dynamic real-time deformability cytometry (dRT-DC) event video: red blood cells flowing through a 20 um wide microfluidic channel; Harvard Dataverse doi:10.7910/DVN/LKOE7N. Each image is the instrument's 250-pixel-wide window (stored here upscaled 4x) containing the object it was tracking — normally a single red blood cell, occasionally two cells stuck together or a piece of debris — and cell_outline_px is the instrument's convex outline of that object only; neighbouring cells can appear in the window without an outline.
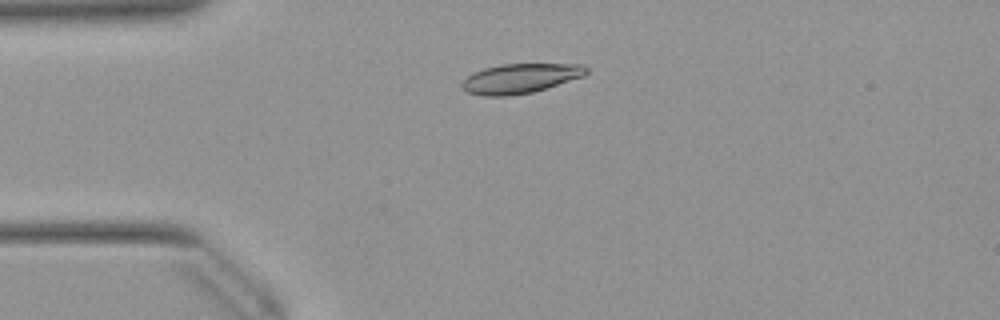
{"species": "Egyptian fruit bat (a non-hibernating species)", "species_latin": "Rousettus aegyptiacus", "temperature_condition": "warm", "stored_images_in_passage": 50, "camera_frame_rate_fps": 3000, "um_per_image_px": 0.085, "animal": {"sex": "female"}, "frame": {"image": 1, "passage_image": 11, "time_ms": 3.333, "image_size_px": [1000, 320], "cell_outline_px": [[588, 72], [584, 76], [532, 92], [508, 96], [484, 96], [468, 92], [460, 88], [460, 84], [472, 72], [484, 68], [500, 64], [584, 64], [588, 68]], "centroid_in_image_um": [44.2, 6.66], "position_along_channel_um": 40.8, "area_um2": 21.5}}
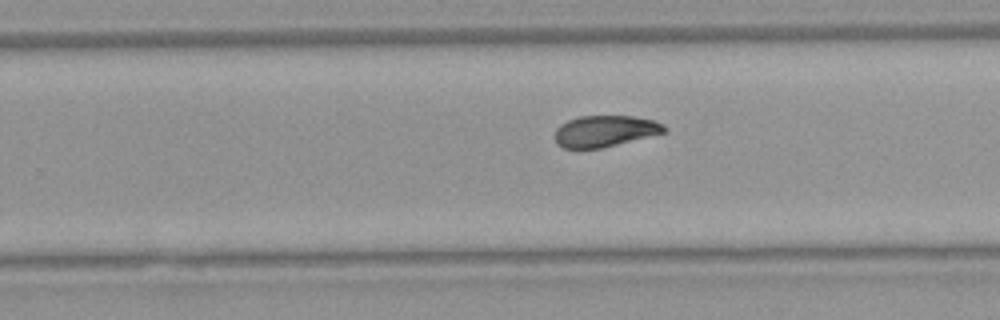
{"frame": {"image": 2, "passage_image": 31, "time_ms": 10.0, "image_size_px": [1000, 320], "cell_outline_px": [[668, 132], [600, 148], [564, 148], [556, 144], [552, 136], [556, 128], [560, 124], [568, 120], [580, 116], [632, 116], [652, 120], [664, 124], [668, 128]], "centroid_in_image_um": [51.4, 11.14], "position_along_channel_um": 278.4, "area_um2": 20.17}}
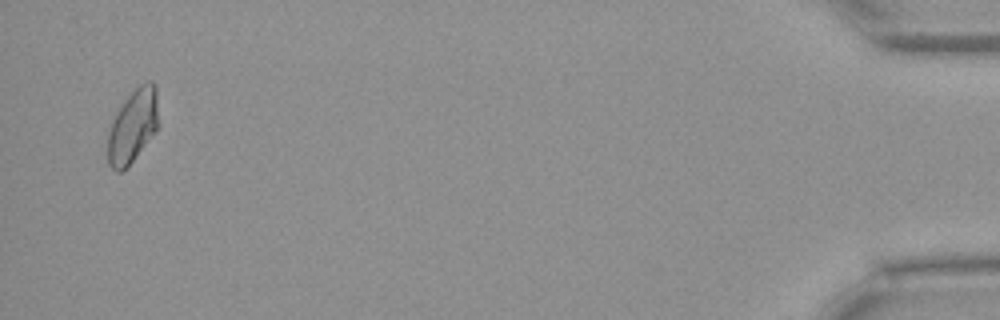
{"frame": {"image": 3, "passage_image": 49, "time_ms": 16.0, "image_size_px": [1000, 320], "cell_outline_px": [[156, 128], [132, 160], [120, 172], [116, 172], [108, 164], [104, 136], [112, 120], [124, 100], [140, 84], [148, 80], [156, 88]], "centroid_in_image_um": [11.17, 10.74], "position_along_channel_um": 424.0, "area_um2": 21.21}, "authors_computed_cell_mechanics": {"area_um2": 20.8947, "velocity_mm_per_s": 3.9287, "shape_relaxation_time_tau1_ms": 6.0925, "shape_relaxation_time_tau2_ms": 5.5451, "deformation_change_tau1": 0.1715, "deformation_change_tau2": 0.0723}}